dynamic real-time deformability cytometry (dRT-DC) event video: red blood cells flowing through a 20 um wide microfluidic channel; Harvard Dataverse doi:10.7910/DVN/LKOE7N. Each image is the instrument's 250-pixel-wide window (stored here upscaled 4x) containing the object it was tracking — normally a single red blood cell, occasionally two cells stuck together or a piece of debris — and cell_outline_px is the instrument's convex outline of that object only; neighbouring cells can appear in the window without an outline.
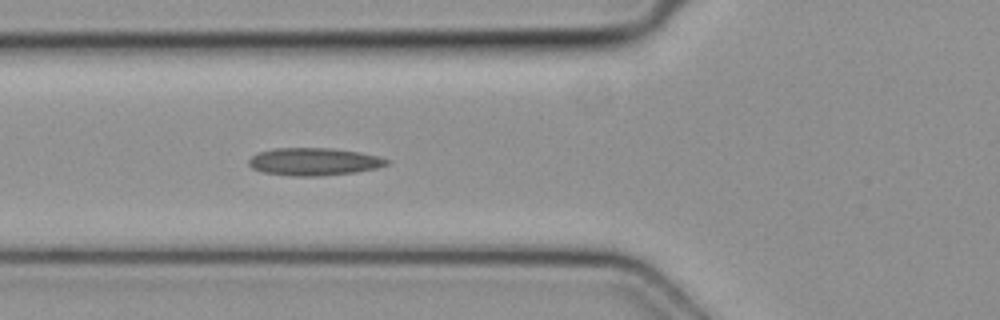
{"species": "common noctule bat (a hibernating species)", "species_latin": "Nyctalus noctula", "temperature_condition": "cold", "stored_images_in_passage": 6, "camera_frame_rate_fps": 3000, "um_per_image_px": 0.085, "animal": {"sex": "female", "body_mass_g": 19.3, "forearm_length_mm": 54.1}, "frame": {"image": 1, "passage_image": 6, "time_ms": 1.667, "image_size_px": [1000, 320], "cell_outline_px": [[388, 164], [376, 168], [356, 172], [320, 176], [292, 176], [260, 172], [252, 168], [248, 164], [248, 160], [256, 152], [276, 148], [332, 148], [360, 152], [376, 156], [388, 160]], "centroid_in_image_um": [26.62, 13.74], "position_along_channel_um": 99.2, "area_um2": 22.25}}